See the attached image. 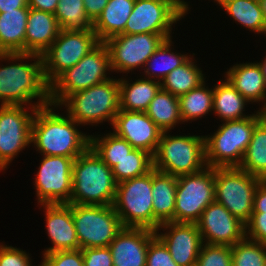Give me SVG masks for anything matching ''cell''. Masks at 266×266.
<instances>
[{
    "mask_svg": "<svg viewBox=\"0 0 266 266\" xmlns=\"http://www.w3.org/2000/svg\"><path fill=\"white\" fill-rule=\"evenodd\" d=\"M3 61L8 63L0 65V105L43 107L50 104L42 56L23 52L0 53V62ZM34 99H38L37 102Z\"/></svg>",
    "mask_w": 266,
    "mask_h": 266,
    "instance_id": "obj_1",
    "label": "cell"
},
{
    "mask_svg": "<svg viewBox=\"0 0 266 266\" xmlns=\"http://www.w3.org/2000/svg\"><path fill=\"white\" fill-rule=\"evenodd\" d=\"M135 0H109L101 14L93 22V31L100 42L124 32Z\"/></svg>",
    "mask_w": 266,
    "mask_h": 266,
    "instance_id": "obj_26",
    "label": "cell"
},
{
    "mask_svg": "<svg viewBox=\"0 0 266 266\" xmlns=\"http://www.w3.org/2000/svg\"><path fill=\"white\" fill-rule=\"evenodd\" d=\"M155 231L144 227H123L108 246L113 266H146L147 250Z\"/></svg>",
    "mask_w": 266,
    "mask_h": 266,
    "instance_id": "obj_20",
    "label": "cell"
},
{
    "mask_svg": "<svg viewBox=\"0 0 266 266\" xmlns=\"http://www.w3.org/2000/svg\"><path fill=\"white\" fill-rule=\"evenodd\" d=\"M206 82L179 97L182 122L192 123L213 111V87Z\"/></svg>",
    "mask_w": 266,
    "mask_h": 266,
    "instance_id": "obj_34",
    "label": "cell"
},
{
    "mask_svg": "<svg viewBox=\"0 0 266 266\" xmlns=\"http://www.w3.org/2000/svg\"><path fill=\"white\" fill-rule=\"evenodd\" d=\"M145 113L163 131L174 129L182 122L179 98L160 88Z\"/></svg>",
    "mask_w": 266,
    "mask_h": 266,
    "instance_id": "obj_31",
    "label": "cell"
},
{
    "mask_svg": "<svg viewBox=\"0 0 266 266\" xmlns=\"http://www.w3.org/2000/svg\"><path fill=\"white\" fill-rule=\"evenodd\" d=\"M109 0H83L88 18L94 22L101 14Z\"/></svg>",
    "mask_w": 266,
    "mask_h": 266,
    "instance_id": "obj_45",
    "label": "cell"
},
{
    "mask_svg": "<svg viewBox=\"0 0 266 266\" xmlns=\"http://www.w3.org/2000/svg\"><path fill=\"white\" fill-rule=\"evenodd\" d=\"M177 177L152 169L153 230L174 222Z\"/></svg>",
    "mask_w": 266,
    "mask_h": 266,
    "instance_id": "obj_24",
    "label": "cell"
},
{
    "mask_svg": "<svg viewBox=\"0 0 266 266\" xmlns=\"http://www.w3.org/2000/svg\"><path fill=\"white\" fill-rule=\"evenodd\" d=\"M152 170L117 184L113 208L124 227L153 230Z\"/></svg>",
    "mask_w": 266,
    "mask_h": 266,
    "instance_id": "obj_10",
    "label": "cell"
},
{
    "mask_svg": "<svg viewBox=\"0 0 266 266\" xmlns=\"http://www.w3.org/2000/svg\"><path fill=\"white\" fill-rule=\"evenodd\" d=\"M79 249L107 247L123 229L112 205L72 204Z\"/></svg>",
    "mask_w": 266,
    "mask_h": 266,
    "instance_id": "obj_9",
    "label": "cell"
},
{
    "mask_svg": "<svg viewBox=\"0 0 266 266\" xmlns=\"http://www.w3.org/2000/svg\"><path fill=\"white\" fill-rule=\"evenodd\" d=\"M215 201V168L210 166L177 177L174 222L196 223Z\"/></svg>",
    "mask_w": 266,
    "mask_h": 266,
    "instance_id": "obj_12",
    "label": "cell"
},
{
    "mask_svg": "<svg viewBox=\"0 0 266 266\" xmlns=\"http://www.w3.org/2000/svg\"><path fill=\"white\" fill-rule=\"evenodd\" d=\"M40 266H84L81 249L43 254Z\"/></svg>",
    "mask_w": 266,
    "mask_h": 266,
    "instance_id": "obj_40",
    "label": "cell"
},
{
    "mask_svg": "<svg viewBox=\"0 0 266 266\" xmlns=\"http://www.w3.org/2000/svg\"><path fill=\"white\" fill-rule=\"evenodd\" d=\"M153 169V155L142 149H133L112 168L116 183L142 176Z\"/></svg>",
    "mask_w": 266,
    "mask_h": 266,
    "instance_id": "obj_36",
    "label": "cell"
},
{
    "mask_svg": "<svg viewBox=\"0 0 266 266\" xmlns=\"http://www.w3.org/2000/svg\"><path fill=\"white\" fill-rule=\"evenodd\" d=\"M266 115L259 109L242 120L223 121L218 129L205 136L206 166L239 167L257 123Z\"/></svg>",
    "mask_w": 266,
    "mask_h": 266,
    "instance_id": "obj_4",
    "label": "cell"
},
{
    "mask_svg": "<svg viewBox=\"0 0 266 266\" xmlns=\"http://www.w3.org/2000/svg\"><path fill=\"white\" fill-rule=\"evenodd\" d=\"M60 26L54 14L29 8L25 53L42 55L54 42Z\"/></svg>",
    "mask_w": 266,
    "mask_h": 266,
    "instance_id": "obj_23",
    "label": "cell"
},
{
    "mask_svg": "<svg viewBox=\"0 0 266 266\" xmlns=\"http://www.w3.org/2000/svg\"><path fill=\"white\" fill-rule=\"evenodd\" d=\"M37 108L0 105V172L31 146V124Z\"/></svg>",
    "mask_w": 266,
    "mask_h": 266,
    "instance_id": "obj_14",
    "label": "cell"
},
{
    "mask_svg": "<svg viewBox=\"0 0 266 266\" xmlns=\"http://www.w3.org/2000/svg\"><path fill=\"white\" fill-rule=\"evenodd\" d=\"M213 85V112L223 121L242 120L252 114H245V107L250 104L226 79ZM246 105V106H245ZM244 112V113H243Z\"/></svg>",
    "mask_w": 266,
    "mask_h": 266,
    "instance_id": "obj_28",
    "label": "cell"
},
{
    "mask_svg": "<svg viewBox=\"0 0 266 266\" xmlns=\"http://www.w3.org/2000/svg\"><path fill=\"white\" fill-rule=\"evenodd\" d=\"M239 168L266 180V115L255 126Z\"/></svg>",
    "mask_w": 266,
    "mask_h": 266,
    "instance_id": "obj_33",
    "label": "cell"
},
{
    "mask_svg": "<svg viewBox=\"0 0 266 266\" xmlns=\"http://www.w3.org/2000/svg\"><path fill=\"white\" fill-rule=\"evenodd\" d=\"M28 14L29 8L0 13V53H25Z\"/></svg>",
    "mask_w": 266,
    "mask_h": 266,
    "instance_id": "obj_27",
    "label": "cell"
},
{
    "mask_svg": "<svg viewBox=\"0 0 266 266\" xmlns=\"http://www.w3.org/2000/svg\"><path fill=\"white\" fill-rule=\"evenodd\" d=\"M59 106L49 104L37 108L31 124V144L41 156L76 158L90 147V135L78 129L67 114L58 112Z\"/></svg>",
    "mask_w": 266,
    "mask_h": 266,
    "instance_id": "obj_2",
    "label": "cell"
},
{
    "mask_svg": "<svg viewBox=\"0 0 266 266\" xmlns=\"http://www.w3.org/2000/svg\"><path fill=\"white\" fill-rule=\"evenodd\" d=\"M75 159L43 155L33 182L38 205L70 204Z\"/></svg>",
    "mask_w": 266,
    "mask_h": 266,
    "instance_id": "obj_15",
    "label": "cell"
},
{
    "mask_svg": "<svg viewBox=\"0 0 266 266\" xmlns=\"http://www.w3.org/2000/svg\"><path fill=\"white\" fill-rule=\"evenodd\" d=\"M113 132L125 139L135 149H142L154 155L162 130L145 112L119 109L112 124Z\"/></svg>",
    "mask_w": 266,
    "mask_h": 266,
    "instance_id": "obj_19",
    "label": "cell"
},
{
    "mask_svg": "<svg viewBox=\"0 0 266 266\" xmlns=\"http://www.w3.org/2000/svg\"><path fill=\"white\" fill-rule=\"evenodd\" d=\"M196 266H232L231 247L203 243Z\"/></svg>",
    "mask_w": 266,
    "mask_h": 266,
    "instance_id": "obj_39",
    "label": "cell"
},
{
    "mask_svg": "<svg viewBox=\"0 0 266 266\" xmlns=\"http://www.w3.org/2000/svg\"><path fill=\"white\" fill-rule=\"evenodd\" d=\"M185 15L169 0H135L122 34H172Z\"/></svg>",
    "mask_w": 266,
    "mask_h": 266,
    "instance_id": "obj_16",
    "label": "cell"
},
{
    "mask_svg": "<svg viewBox=\"0 0 266 266\" xmlns=\"http://www.w3.org/2000/svg\"><path fill=\"white\" fill-rule=\"evenodd\" d=\"M165 231L160 232L159 231ZM155 235L167 247L178 266H196L203 244L196 223L167 222L161 224Z\"/></svg>",
    "mask_w": 266,
    "mask_h": 266,
    "instance_id": "obj_18",
    "label": "cell"
},
{
    "mask_svg": "<svg viewBox=\"0 0 266 266\" xmlns=\"http://www.w3.org/2000/svg\"><path fill=\"white\" fill-rule=\"evenodd\" d=\"M191 56L184 64L172 70L162 81L161 88L180 97L205 82V74Z\"/></svg>",
    "mask_w": 266,
    "mask_h": 266,
    "instance_id": "obj_32",
    "label": "cell"
},
{
    "mask_svg": "<svg viewBox=\"0 0 266 266\" xmlns=\"http://www.w3.org/2000/svg\"><path fill=\"white\" fill-rule=\"evenodd\" d=\"M59 0H28V7L54 14Z\"/></svg>",
    "mask_w": 266,
    "mask_h": 266,
    "instance_id": "obj_47",
    "label": "cell"
},
{
    "mask_svg": "<svg viewBox=\"0 0 266 266\" xmlns=\"http://www.w3.org/2000/svg\"><path fill=\"white\" fill-rule=\"evenodd\" d=\"M100 136L90 135V147L111 169L134 149L128 141L114 132Z\"/></svg>",
    "mask_w": 266,
    "mask_h": 266,
    "instance_id": "obj_35",
    "label": "cell"
},
{
    "mask_svg": "<svg viewBox=\"0 0 266 266\" xmlns=\"http://www.w3.org/2000/svg\"><path fill=\"white\" fill-rule=\"evenodd\" d=\"M100 41L93 30H63L41 55L43 75L50 85L62 72L76 65Z\"/></svg>",
    "mask_w": 266,
    "mask_h": 266,
    "instance_id": "obj_11",
    "label": "cell"
},
{
    "mask_svg": "<svg viewBox=\"0 0 266 266\" xmlns=\"http://www.w3.org/2000/svg\"><path fill=\"white\" fill-rule=\"evenodd\" d=\"M257 63L261 69V73L264 77V80L266 81V56H265L264 60H261V62L259 61Z\"/></svg>",
    "mask_w": 266,
    "mask_h": 266,
    "instance_id": "obj_50",
    "label": "cell"
},
{
    "mask_svg": "<svg viewBox=\"0 0 266 266\" xmlns=\"http://www.w3.org/2000/svg\"><path fill=\"white\" fill-rule=\"evenodd\" d=\"M119 78L120 109L145 112L161 88V82L140 76L139 79ZM132 81V83H131Z\"/></svg>",
    "mask_w": 266,
    "mask_h": 266,
    "instance_id": "obj_25",
    "label": "cell"
},
{
    "mask_svg": "<svg viewBox=\"0 0 266 266\" xmlns=\"http://www.w3.org/2000/svg\"><path fill=\"white\" fill-rule=\"evenodd\" d=\"M253 212H262L266 215V180H263L255 191Z\"/></svg>",
    "mask_w": 266,
    "mask_h": 266,
    "instance_id": "obj_46",
    "label": "cell"
},
{
    "mask_svg": "<svg viewBox=\"0 0 266 266\" xmlns=\"http://www.w3.org/2000/svg\"><path fill=\"white\" fill-rule=\"evenodd\" d=\"M246 237L250 240L266 244V215L253 212L246 224Z\"/></svg>",
    "mask_w": 266,
    "mask_h": 266,
    "instance_id": "obj_44",
    "label": "cell"
},
{
    "mask_svg": "<svg viewBox=\"0 0 266 266\" xmlns=\"http://www.w3.org/2000/svg\"><path fill=\"white\" fill-rule=\"evenodd\" d=\"M45 211L46 232L52 246L46 247L43 254L79 249L75 223L70 204H39Z\"/></svg>",
    "mask_w": 266,
    "mask_h": 266,
    "instance_id": "obj_21",
    "label": "cell"
},
{
    "mask_svg": "<svg viewBox=\"0 0 266 266\" xmlns=\"http://www.w3.org/2000/svg\"><path fill=\"white\" fill-rule=\"evenodd\" d=\"M172 37L165 39L149 57L142 70L143 77L161 82L172 70L184 64L191 55L174 52Z\"/></svg>",
    "mask_w": 266,
    "mask_h": 266,
    "instance_id": "obj_30",
    "label": "cell"
},
{
    "mask_svg": "<svg viewBox=\"0 0 266 266\" xmlns=\"http://www.w3.org/2000/svg\"><path fill=\"white\" fill-rule=\"evenodd\" d=\"M84 266H113L109 247L83 248Z\"/></svg>",
    "mask_w": 266,
    "mask_h": 266,
    "instance_id": "obj_43",
    "label": "cell"
},
{
    "mask_svg": "<svg viewBox=\"0 0 266 266\" xmlns=\"http://www.w3.org/2000/svg\"><path fill=\"white\" fill-rule=\"evenodd\" d=\"M81 126H99L103 122L113 124L120 109L119 78H110L88 89L68 96L60 105Z\"/></svg>",
    "mask_w": 266,
    "mask_h": 266,
    "instance_id": "obj_5",
    "label": "cell"
},
{
    "mask_svg": "<svg viewBox=\"0 0 266 266\" xmlns=\"http://www.w3.org/2000/svg\"><path fill=\"white\" fill-rule=\"evenodd\" d=\"M108 71L112 72L109 51L104 42H100L49 85L50 104L59 106L71 94L110 79Z\"/></svg>",
    "mask_w": 266,
    "mask_h": 266,
    "instance_id": "obj_6",
    "label": "cell"
},
{
    "mask_svg": "<svg viewBox=\"0 0 266 266\" xmlns=\"http://www.w3.org/2000/svg\"><path fill=\"white\" fill-rule=\"evenodd\" d=\"M239 25L266 36V22L259 0H214Z\"/></svg>",
    "mask_w": 266,
    "mask_h": 266,
    "instance_id": "obj_29",
    "label": "cell"
},
{
    "mask_svg": "<svg viewBox=\"0 0 266 266\" xmlns=\"http://www.w3.org/2000/svg\"><path fill=\"white\" fill-rule=\"evenodd\" d=\"M117 183L112 169L89 147L72 165L70 203L113 205Z\"/></svg>",
    "mask_w": 266,
    "mask_h": 266,
    "instance_id": "obj_3",
    "label": "cell"
},
{
    "mask_svg": "<svg viewBox=\"0 0 266 266\" xmlns=\"http://www.w3.org/2000/svg\"><path fill=\"white\" fill-rule=\"evenodd\" d=\"M173 5H175L185 16L190 10V3L184 1V0H169Z\"/></svg>",
    "mask_w": 266,
    "mask_h": 266,
    "instance_id": "obj_49",
    "label": "cell"
},
{
    "mask_svg": "<svg viewBox=\"0 0 266 266\" xmlns=\"http://www.w3.org/2000/svg\"><path fill=\"white\" fill-rule=\"evenodd\" d=\"M146 266H178L167 247L155 236L149 243Z\"/></svg>",
    "mask_w": 266,
    "mask_h": 266,
    "instance_id": "obj_41",
    "label": "cell"
},
{
    "mask_svg": "<svg viewBox=\"0 0 266 266\" xmlns=\"http://www.w3.org/2000/svg\"><path fill=\"white\" fill-rule=\"evenodd\" d=\"M31 260L25 250L0 243V266H33Z\"/></svg>",
    "mask_w": 266,
    "mask_h": 266,
    "instance_id": "obj_42",
    "label": "cell"
},
{
    "mask_svg": "<svg viewBox=\"0 0 266 266\" xmlns=\"http://www.w3.org/2000/svg\"><path fill=\"white\" fill-rule=\"evenodd\" d=\"M232 86L249 102L260 105V111L266 112V81L256 62L237 63L224 72Z\"/></svg>",
    "mask_w": 266,
    "mask_h": 266,
    "instance_id": "obj_22",
    "label": "cell"
},
{
    "mask_svg": "<svg viewBox=\"0 0 266 266\" xmlns=\"http://www.w3.org/2000/svg\"><path fill=\"white\" fill-rule=\"evenodd\" d=\"M206 167L204 135H170L162 132L153 155V168L172 176L196 173Z\"/></svg>",
    "mask_w": 266,
    "mask_h": 266,
    "instance_id": "obj_7",
    "label": "cell"
},
{
    "mask_svg": "<svg viewBox=\"0 0 266 266\" xmlns=\"http://www.w3.org/2000/svg\"><path fill=\"white\" fill-rule=\"evenodd\" d=\"M232 266H266V244L245 237L231 247Z\"/></svg>",
    "mask_w": 266,
    "mask_h": 266,
    "instance_id": "obj_38",
    "label": "cell"
},
{
    "mask_svg": "<svg viewBox=\"0 0 266 266\" xmlns=\"http://www.w3.org/2000/svg\"><path fill=\"white\" fill-rule=\"evenodd\" d=\"M196 224L205 244L232 247L246 237V225L216 200L203 210Z\"/></svg>",
    "mask_w": 266,
    "mask_h": 266,
    "instance_id": "obj_17",
    "label": "cell"
},
{
    "mask_svg": "<svg viewBox=\"0 0 266 266\" xmlns=\"http://www.w3.org/2000/svg\"><path fill=\"white\" fill-rule=\"evenodd\" d=\"M17 8H29L28 0H0V13Z\"/></svg>",
    "mask_w": 266,
    "mask_h": 266,
    "instance_id": "obj_48",
    "label": "cell"
},
{
    "mask_svg": "<svg viewBox=\"0 0 266 266\" xmlns=\"http://www.w3.org/2000/svg\"><path fill=\"white\" fill-rule=\"evenodd\" d=\"M54 15L60 29L93 30V22L85 12L83 0H59Z\"/></svg>",
    "mask_w": 266,
    "mask_h": 266,
    "instance_id": "obj_37",
    "label": "cell"
},
{
    "mask_svg": "<svg viewBox=\"0 0 266 266\" xmlns=\"http://www.w3.org/2000/svg\"><path fill=\"white\" fill-rule=\"evenodd\" d=\"M262 181L239 167L215 168V200L246 225L253 213L255 191Z\"/></svg>",
    "mask_w": 266,
    "mask_h": 266,
    "instance_id": "obj_8",
    "label": "cell"
},
{
    "mask_svg": "<svg viewBox=\"0 0 266 266\" xmlns=\"http://www.w3.org/2000/svg\"><path fill=\"white\" fill-rule=\"evenodd\" d=\"M172 34H120L104 42L110 55L112 72L128 74L139 69L142 71L146 61Z\"/></svg>",
    "mask_w": 266,
    "mask_h": 266,
    "instance_id": "obj_13",
    "label": "cell"
},
{
    "mask_svg": "<svg viewBox=\"0 0 266 266\" xmlns=\"http://www.w3.org/2000/svg\"><path fill=\"white\" fill-rule=\"evenodd\" d=\"M259 3H260V6H261V9L263 11L264 19H265V22H266V0H259Z\"/></svg>",
    "mask_w": 266,
    "mask_h": 266,
    "instance_id": "obj_51",
    "label": "cell"
}]
</instances>
